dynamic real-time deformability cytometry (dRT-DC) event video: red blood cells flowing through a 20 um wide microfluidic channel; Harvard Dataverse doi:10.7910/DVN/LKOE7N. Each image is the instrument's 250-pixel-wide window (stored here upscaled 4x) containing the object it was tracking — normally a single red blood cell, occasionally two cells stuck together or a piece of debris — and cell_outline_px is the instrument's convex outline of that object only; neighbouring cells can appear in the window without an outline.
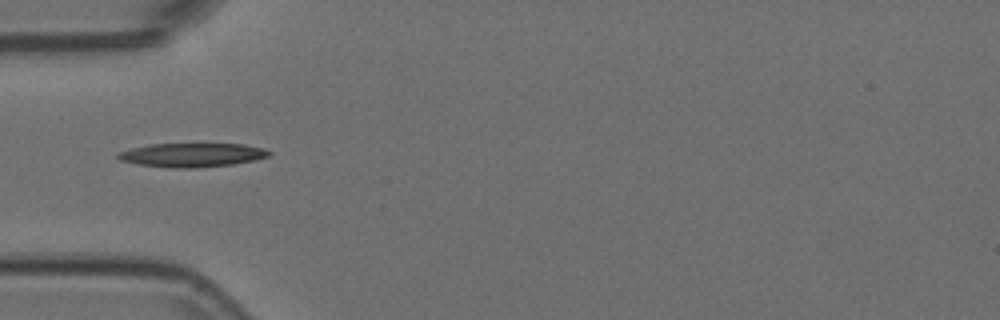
{"species": "Egyptian fruit bat (a non-hibernating species)", "species_latin": "Rousettus aegyptiacus", "temperature_condition": "room temperature", "stored_images_in_passage": 38, "camera_frame_rate_fps": 3000, "um_per_image_px": 0.085, "animal": {"sex": "female"}, "frame": {"image": 1, "passage_image": 1, "time_ms": 0.0, "image_size_px": [1000, 320], "cell_outline_px": [[268, 152], [264, 156], [248, 160], [224, 164], [148, 164], [128, 160], [120, 156], [128, 152], [160, 144], [236, 144], [256, 148]], "centroid_in_image_um": [16.5, 13.1], "position_along_channel_um": 68.5, "area_um2": 17.11}}
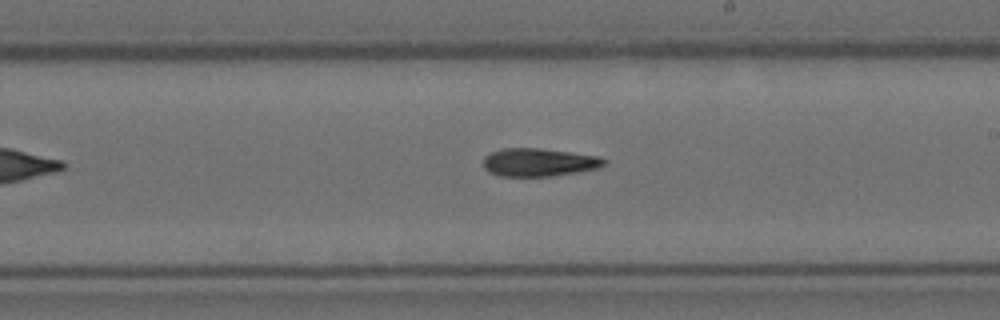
{"frame": {"image": 2, "passage_image": 15, "time_ms": 4.667, "image_size_px": [1000, 320], "cell_outline_px": [[604, 160], [600, 164], [588, 168], [540, 176], [512, 176], [496, 172], [488, 168], [484, 164], [488, 156], [496, 152], [560, 152], [588, 156]], "centroid_in_image_um": [45.74, 13.86], "position_along_channel_um": 243.3, "area_um2": 15.84}}
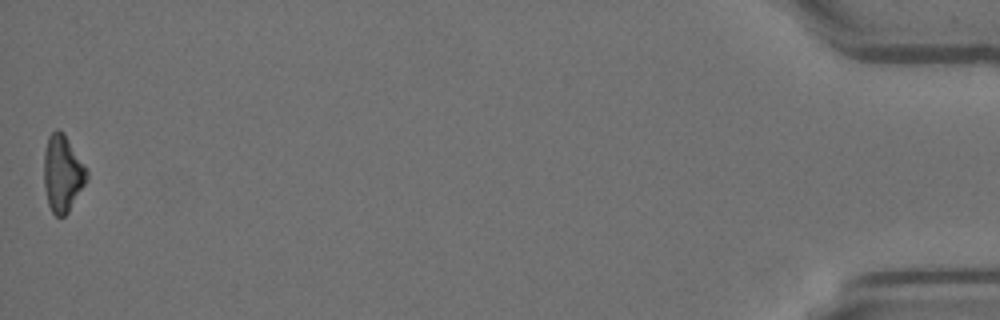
{"frame": {"image": 3, "passage_image": 38, "time_ms": 12.333, "image_size_px": [1000, 320], "cell_outline_px": [[84, 180], [64, 216], [56, 216], [52, 212], [48, 200], [44, 172], [44, 168], [48, 140], [56, 132], [60, 132], [64, 136], [84, 168]], "centroid_in_image_um": [5.26, 14.81], "position_along_channel_um": 429.9, "area_um2": 16.65}}